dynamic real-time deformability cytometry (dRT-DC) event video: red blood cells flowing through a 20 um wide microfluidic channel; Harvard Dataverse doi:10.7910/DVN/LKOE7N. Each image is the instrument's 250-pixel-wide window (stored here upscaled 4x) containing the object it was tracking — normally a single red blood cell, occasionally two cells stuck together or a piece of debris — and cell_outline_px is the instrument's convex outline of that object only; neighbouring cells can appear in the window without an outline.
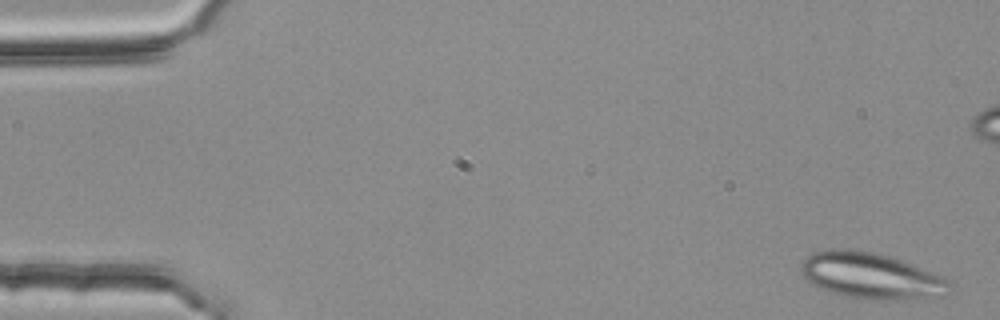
{"species": "common noctule bat (a hibernating species)", "species_latin": "Nyctalus noctula", "temperature_condition": "room temperature", "stored_images_in_passage": 52, "camera_frame_rate_fps": 3000, "um_per_image_px": 0.085, "animal": {"sex": "female", "body_mass_g": 25.1}, "frame": {"image": 1, "passage_image": 2, "time_ms": 0.333, "image_size_px": [1000, 320], "cell_outline_px": [[952, 288], [944, 296], [884, 300], [868, 300], [844, 296], [820, 288], [812, 284], [800, 272], [800, 268], [804, 260], [808, 256], [816, 252], [832, 248], [848, 248], [872, 252], [888, 256], [900, 260], [944, 276], [952, 280]], "centroid_in_image_um": [74.07, 23.45], "position_along_channel_um": 10.9, "area_um2": 40.0}}
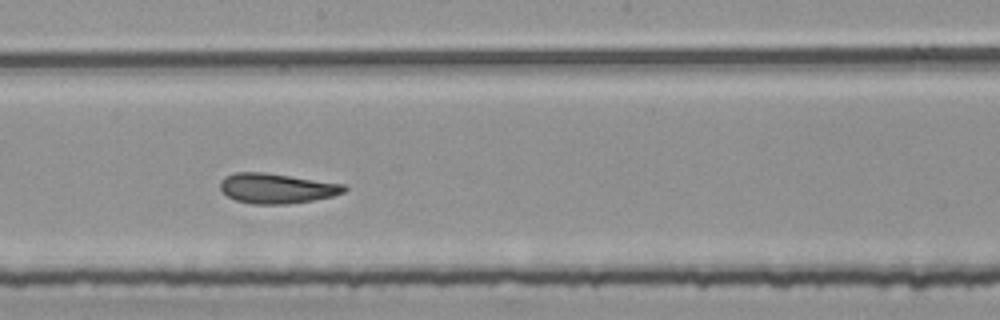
{"frame": {"image": 2, "passage_image": 30, "time_ms": 9.667, "image_size_px": [1000, 320], "cell_outline_px": [[348, 188], [344, 192], [332, 196], [312, 200], [288, 204], [252, 204], [236, 200], [228, 196], [220, 188], [220, 180], [224, 176], [236, 172], [264, 172], [344, 184]], "centroid_in_image_um": [23.5, 16.0], "position_along_channel_um": 224.7, "area_um2": 21.62}}
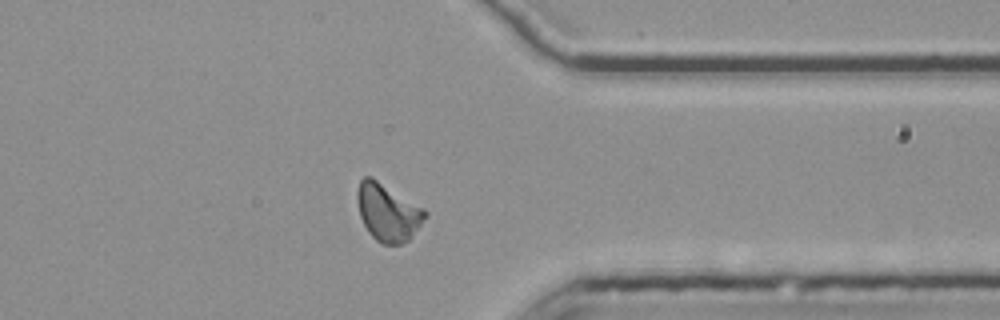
{"frame": {"image": 3, "passage_image": 43, "time_ms": 14.0, "image_size_px": [1000, 320], "cell_outline_px": [[428, 216], [412, 236], [408, 240], [400, 244], [380, 244], [368, 232], [360, 216], [356, 200], [356, 192], [360, 180], [364, 176], [372, 176], [424, 208], [428, 212]], "centroid_in_image_um": [32.96, 18.03], "position_along_channel_um": 378.4, "area_um2": 22.95}, "authors_computed_cell_mechanics": {"area_um2": 22.0218, "velocity_mm_per_s": 3.749, "shape_relaxation_time_tau1_ms": null, "shape_relaxation_time_tau2_ms": 2.5647, "deformation_change_tau1": null, "deformation_change_tau2": 0.1121}}